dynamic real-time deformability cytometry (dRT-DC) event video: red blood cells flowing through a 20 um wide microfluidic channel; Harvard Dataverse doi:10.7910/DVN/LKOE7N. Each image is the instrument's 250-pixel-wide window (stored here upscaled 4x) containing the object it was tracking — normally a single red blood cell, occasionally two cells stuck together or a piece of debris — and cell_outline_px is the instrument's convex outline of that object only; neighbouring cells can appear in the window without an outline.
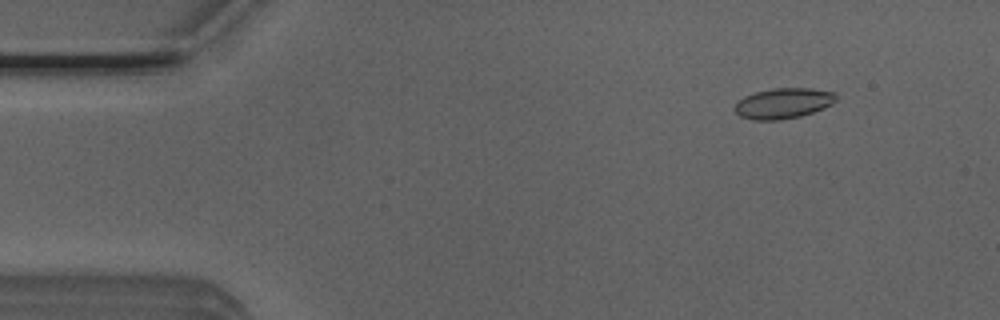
{"species": "Egyptian fruit bat (a non-hibernating species)", "species_latin": "Rousettus aegyptiacus", "temperature_condition": "room temperature", "stored_images_in_passage": 13, "camera_frame_rate_fps": 3000, "um_per_image_px": 0.085, "animal": {"sex": "male"}, "frame": {"image": 1, "passage_image": 6, "time_ms": 1.667, "image_size_px": [1000, 320], "cell_outline_px": [[836, 100], [832, 104], [824, 108], [800, 116], [780, 120], [752, 120], [740, 116], [736, 112], [736, 100], [744, 96], [756, 92], [772, 88], [812, 88], [836, 92]], "centroid_in_image_um": [66.59, 8.77], "position_along_channel_um": 18.4, "area_um2": 18.09}}